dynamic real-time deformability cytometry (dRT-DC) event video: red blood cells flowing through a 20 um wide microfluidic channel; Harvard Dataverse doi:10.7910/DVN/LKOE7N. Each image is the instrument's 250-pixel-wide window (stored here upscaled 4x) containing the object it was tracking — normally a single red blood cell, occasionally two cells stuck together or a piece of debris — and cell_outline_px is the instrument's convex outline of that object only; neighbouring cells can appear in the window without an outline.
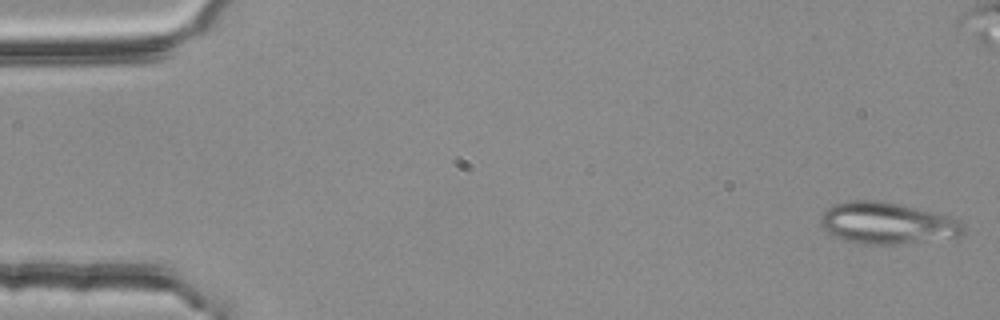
{"species": "common noctule bat (a hibernating species)", "species_latin": "Nyctalus noctula", "temperature_condition": "room temperature", "stored_images_in_passage": 54, "segment_of_instrument_passage": [1, 2], "camera_frame_rate_fps": 3000, "um_per_image_px": 0.085, "animal": {"sex": "female", "body_mass_g": 25.1}, "frame": {"image": 1, "passage_image": 1, "time_ms": 0.0, "image_size_px": [1000, 320], "cell_outline_px": [[964, 232], [960, 236], [892, 244], [860, 244], [836, 236], [828, 232], [820, 224], [820, 216], [832, 204], [848, 200], [884, 200], [948, 216], [960, 220], [964, 224]], "centroid_in_image_um": [75.38, 18.94], "position_along_channel_um": 9.6, "area_um2": 34.33}}